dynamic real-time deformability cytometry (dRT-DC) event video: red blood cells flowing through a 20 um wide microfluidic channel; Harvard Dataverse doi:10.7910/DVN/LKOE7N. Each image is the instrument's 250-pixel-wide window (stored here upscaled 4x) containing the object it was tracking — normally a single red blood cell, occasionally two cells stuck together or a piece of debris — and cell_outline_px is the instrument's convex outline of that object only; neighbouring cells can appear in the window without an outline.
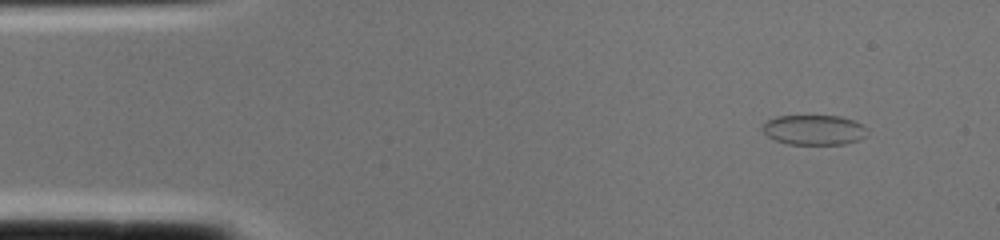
{"species": "common noctule bat (a hibernating species)", "species_latin": "Nyctalus noctula", "temperature_condition": "cold", "stored_images_in_passage": 2, "camera_frame_rate_fps": 3000, "um_per_image_px": 0.085, "animal": {"sex": "female", "body_mass_g": 22.0, "forearm_length_mm": 56.7}, "frame": {"image": 1, "passage_image": 2, "time_ms": 0.333, "image_size_px": [1000, 240], "cell_outline_px": [[868, 128], [864, 136], [860, 140], [844, 144], [788, 144], [776, 140], [768, 136], [760, 128], [768, 120], [776, 116], [840, 116], [856, 120]], "centroid_in_image_um": [69.22, 11.03], "position_along_channel_um": 15.8, "area_um2": 18.38}}